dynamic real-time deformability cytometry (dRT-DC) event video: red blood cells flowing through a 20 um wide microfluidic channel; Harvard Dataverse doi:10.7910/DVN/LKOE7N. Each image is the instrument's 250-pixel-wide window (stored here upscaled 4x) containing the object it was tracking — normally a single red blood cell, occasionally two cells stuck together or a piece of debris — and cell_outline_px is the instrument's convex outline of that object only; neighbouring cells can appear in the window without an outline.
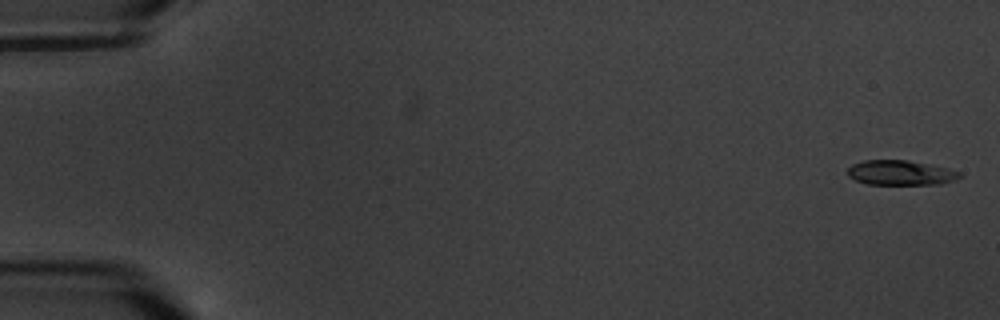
{"species": "common noctule bat (a hibernating species)", "species_latin": "Nyctalus noctula", "temperature_condition": "warm", "stored_images_in_passage": 5, "camera_frame_rate_fps": 3000, "um_per_image_px": 0.085, "animal": {"sex": "male", "body_mass_g": 20.1, "forearm_length_mm": 53.5}, "frame": {"image": 1, "passage_image": 1, "time_ms": 0.0, "image_size_px": [1000, 320], "cell_outline_px": [[960, 176], [956, 180], [940, 184], [868, 184], [856, 180], [848, 176], [848, 168], [852, 164], [864, 160], [908, 160], [948, 168], [960, 172]], "centroid_in_image_um": [76.55, 14.68], "position_along_channel_um": 8.5, "area_um2": 16.13}}